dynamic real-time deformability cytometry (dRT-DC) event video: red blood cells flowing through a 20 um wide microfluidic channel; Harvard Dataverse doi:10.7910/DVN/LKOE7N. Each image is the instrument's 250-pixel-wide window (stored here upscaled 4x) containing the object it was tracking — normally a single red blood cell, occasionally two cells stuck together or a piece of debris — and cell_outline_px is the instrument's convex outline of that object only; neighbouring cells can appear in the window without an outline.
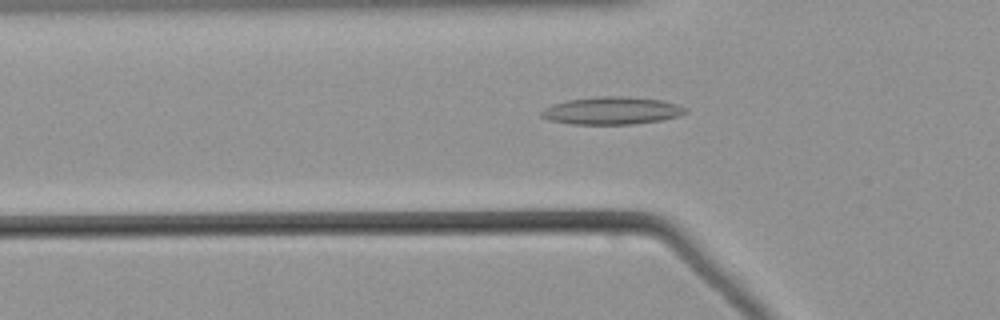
{"species": "common noctule bat (a hibernating species)", "species_latin": "Nyctalus noctula", "temperature_condition": "warm", "stored_images_in_passage": 39, "camera_frame_rate_fps": 3000, "um_per_image_px": 0.085, "animal": {"sex": "male", "body_mass_g": 21.5, "forearm_length_mm": 52.0}, "frame": {"image": 1, "passage_image": 4, "time_ms": 1.0, "image_size_px": [1000, 320], "cell_outline_px": [[688, 112], [676, 116], [660, 120], [632, 124], [572, 124], [548, 120], [540, 116], [540, 112], [544, 108], [552, 104], [568, 100], [596, 96], [624, 96], [660, 100], [676, 104], [688, 108]], "centroid_in_image_um": [51.96, 9.4], "position_along_channel_um": 73.8, "area_um2": 23.12}}
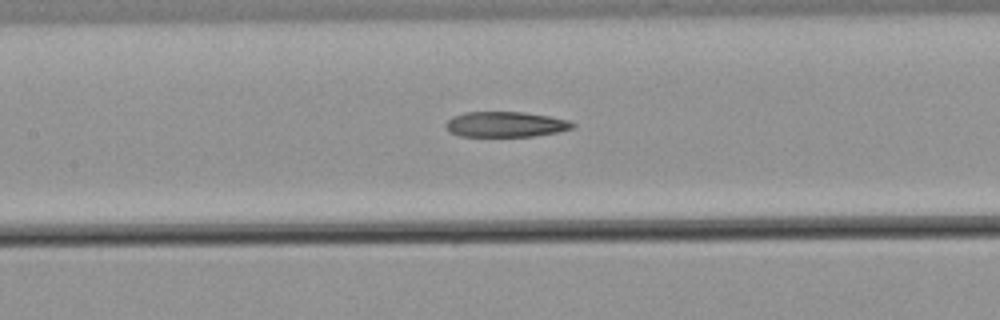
{"frame": {"image": 2, "passage_image": 11, "time_ms": 3.333, "image_size_px": [1000, 320], "cell_outline_px": [[576, 124], [572, 128], [560, 132], [532, 136], [460, 136], [448, 132], [444, 124], [452, 116], [464, 112], [524, 112], [548, 116], [568, 120]], "centroid_in_image_um": [42.94, 10.57], "position_along_channel_um": 164.5, "area_um2": 18.84}}
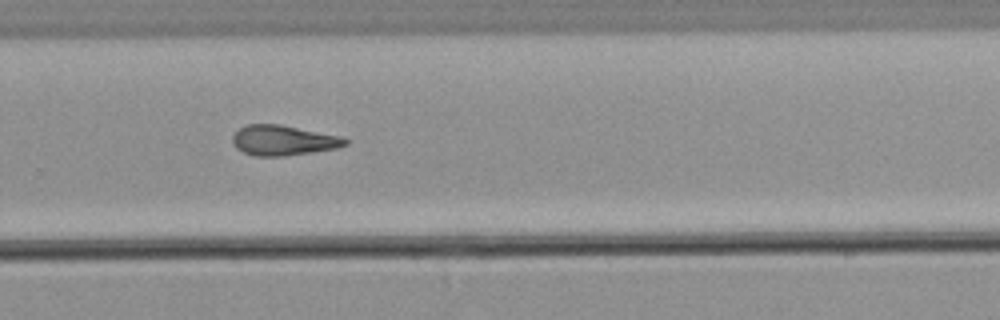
{"frame": {"image": 3, "passage_image": 22, "time_ms": 7.0, "image_size_px": [1000, 320], "cell_outline_px": [[348, 144], [336, 148], [312, 152], [284, 156], [256, 156], [244, 152], [236, 148], [232, 144], [232, 136], [240, 128], [248, 124], [280, 124], [340, 136], [348, 140]], "centroid_in_image_um": [24.06, 11.93], "position_along_channel_um": 305.7, "area_um2": 19.71}}